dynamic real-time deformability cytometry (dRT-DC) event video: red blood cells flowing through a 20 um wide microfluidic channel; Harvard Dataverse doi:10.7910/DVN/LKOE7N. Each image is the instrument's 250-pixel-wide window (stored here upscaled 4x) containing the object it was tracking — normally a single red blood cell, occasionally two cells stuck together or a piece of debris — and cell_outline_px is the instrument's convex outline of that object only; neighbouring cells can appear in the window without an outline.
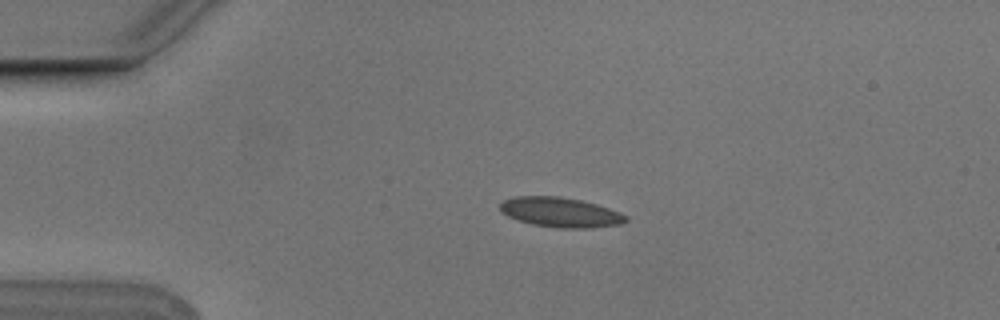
{"species": "Egyptian fruit bat (a non-hibernating species)", "species_latin": "Rousettus aegyptiacus", "temperature_condition": "cold", "stored_images_in_passage": 5, "camera_frame_rate_fps": 3000, "um_per_image_px": 0.085, "animal": {"sex": "male"}, "frame": {"image": 1, "passage_image": 3, "time_ms": 0.667, "image_size_px": [1000, 320], "cell_outline_px": [[628, 220], [620, 224], [592, 228], [556, 228], [532, 224], [508, 216], [500, 212], [500, 204], [504, 200], [516, 196], [556, 196], [580, 200], [596, 204], [620, 212], [628, 216]], "centroid_in_image_um": [47.65, 18.05], "position_along_channel_um": 37.4, "area_um2": 21.79}}